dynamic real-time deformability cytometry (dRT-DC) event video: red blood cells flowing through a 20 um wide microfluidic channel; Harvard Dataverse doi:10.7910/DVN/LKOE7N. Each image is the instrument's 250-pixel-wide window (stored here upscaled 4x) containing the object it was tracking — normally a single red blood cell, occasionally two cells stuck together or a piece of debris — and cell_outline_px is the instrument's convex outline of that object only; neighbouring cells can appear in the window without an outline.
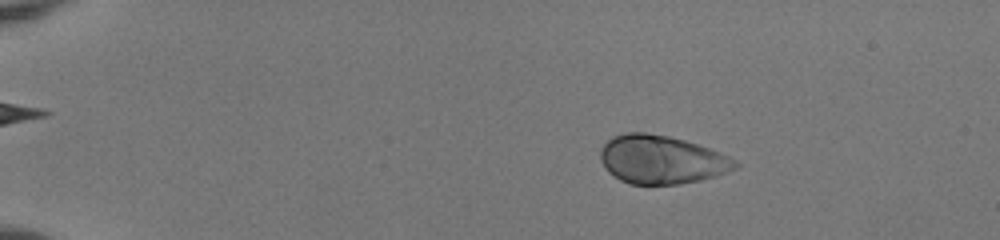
{"species": "human", "species_latin": "Homo sapiens", "temperature_condition": "room temperature", "stored_images_in_passage": 51, "camera_frame_rate_fps": 3000, "um_per_image_px": 0.085, "donor": {"sex": "female"}, "frame": {"image": 1, "passage_image": 8, "time_ms": 2.333, "image_size_px": [1000, 240], "cell_outline_px": [[740, 168], [716, 176], [700, 180], [680, 184], [632, 184], [620, 180], [608, 172], [600, 160], [600, 148], [612, 136], [628, 132], [644, 132], [668, 136], [684, 140], [708, 148], [728, 156], [736, 160], [740, 164]], "centroid_in_image_um": [56.23, 13.57], "position_along_channel_um": 28.8, "area_um2": 38.15}}
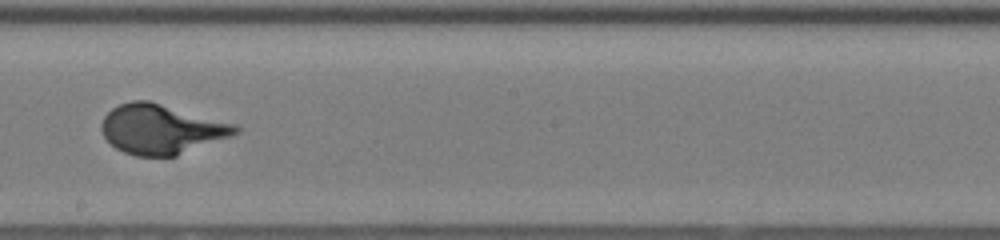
{"frame": {"image": 2, "passage_image": 31, "time_ms": 10.0, "image_size_px": [1000, 240], "cell_outline_px": [[240, 132], [232, 136], [176, 156], [136, 156], [124, 152], [116, 148], [104, 136], [100, 128], [100, 124], [104, 116], [112, 108], [120, 104], [132, 100], [148, 100], [236, 124], [240, 128]], "centroid_in_image_um": [13.72, 10.98], "position_along_channel_um": 234.5, "area_um2": 38.73}}
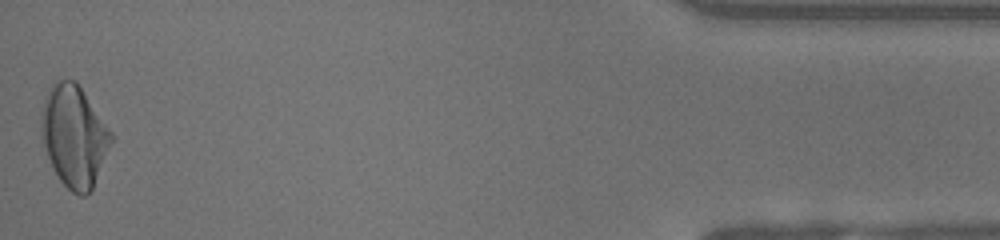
{"frame": {"image": 3, "passage_image": 51, "time_ms": 16.667, "image_size_px": [1000, 240], "cell_outline_px": [[112, 140], [92, 188], [84, 196], [80, 196], [72, 192], [60, 180], [48, 156], [40, 136], [40, 120], [44, 100], [52, 84], [56, 80], [76, 80], [112, 132]], "centroid_in_image_um": [6.28, 11.53], "position_along_channel_um": 428.9, "area_um2": 40.81}}